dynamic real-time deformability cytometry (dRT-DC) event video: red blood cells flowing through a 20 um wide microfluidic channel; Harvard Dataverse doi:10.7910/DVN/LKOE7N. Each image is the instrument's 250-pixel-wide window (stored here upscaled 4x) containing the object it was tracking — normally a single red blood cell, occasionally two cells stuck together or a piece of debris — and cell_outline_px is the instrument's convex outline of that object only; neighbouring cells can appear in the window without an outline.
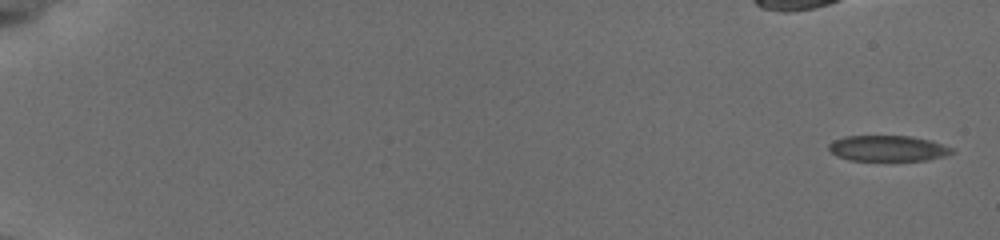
{"species": "common noctule bat (a hibernating species)", "species_latin": "Nyctalus noctula", "temperature_condition": "cold", "stored_images_in_passage": 34, "camera_frame_rate_fps": 3000, "um_per_image_px": 0.085, "animal": {"sex": "female", "body_mass_g": 19.5, "forearm_length_mm": 54.1}, "frame": {"image": 1, "passage_image": 1, "time_ms": 0.0, "image_size_px": [1000, 240], "cell_outline_px": [[956, 152], [944, 156], [928, 160], [848, 160], [836, 156], [828, 148], [828, 144], [832, 140], [844, 136], [912, 136], [932, 140], [956, 148]], "centroid_in_image_um": [75.51, 12.6], "position_along_channel_um": 9.5, "area_um2": 18.79}}
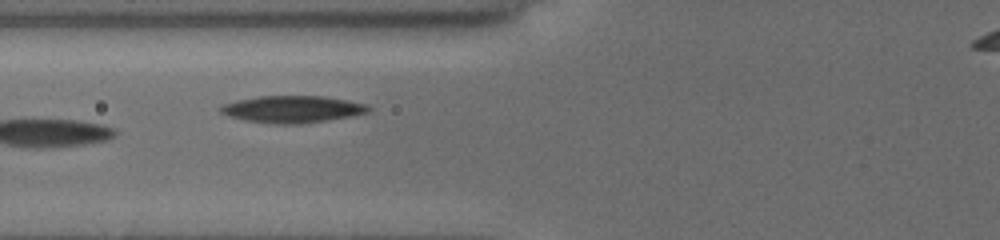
{"frame": {"image": 2, "passage_image": 15, "time_ms": 8.0, "image_size_px": [1000, 240], "cell_outline_px": [[372, 108], [364, 112], [348, 116], [300, 124], [276, 124], [248, 120], [232, 116], [220, 112], [220, 108], [224, 104], [236, 100], [260, 96], [324, 96], [364, 104]], "centroid_in_image_um": [24.81, 9.27], "position_along_channel_um": 101.0, "area_um2": 22.54}}
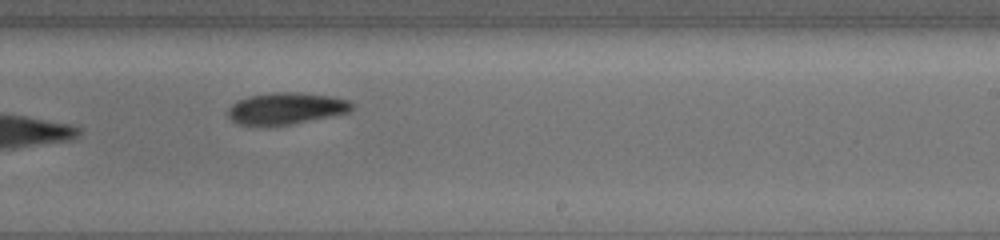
{"frame": {"image": 3, "passage_image": 23, "time_ms": 12.333, "image_size_px": [1000, 240], "cell_outline_px": [[352, 108], [348, 112], [288, 124], [240, 124], [232, 120], [228, 116], [228, 108], [232, 104], [248, 96], [272, 92], [300, 92], [332, 96], [348, 100], [352, 104]], "centroid_in_image_um": [24.31, 9.18], "position_along_channel_um": 264.7, "area_um2": 22.25}}